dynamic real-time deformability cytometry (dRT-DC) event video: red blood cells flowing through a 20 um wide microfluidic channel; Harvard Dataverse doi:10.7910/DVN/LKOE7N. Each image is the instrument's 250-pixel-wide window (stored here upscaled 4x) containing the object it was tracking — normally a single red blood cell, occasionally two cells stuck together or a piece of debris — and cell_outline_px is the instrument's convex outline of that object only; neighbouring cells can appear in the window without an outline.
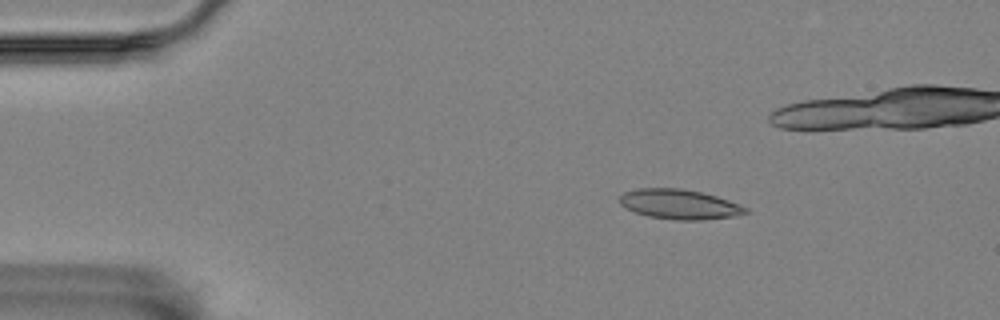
{"species": "Egyptian fruit bat (a non-hibernating species)", "species_latin": "Rousettus aegyptiacus", "temperature_condition": "room temperature", "stored_images_in_passage": 4, "camera_frame_rate_fps": 3000, "um_per_image_px": 0.085, "animal": {"sex": "female"}, "frame": {"image": 1, "passage_image": 1, "time_ms": 0.0, "image_size_px": [1000, 320], "cell_outline_px": [[748, 212], [732, 216], [700, 220], [676, 220], [648, 216], [624, 208], [620, 204], [620, 196], [624, 192], [636, 188], [680, 188], [700, 192], [716, 196], [728, 200], [748, 208]], "centroid_in_image_um": [57.71, 17.36], "position_along_channel_um": 27.3, "area_um2": 21.73}}